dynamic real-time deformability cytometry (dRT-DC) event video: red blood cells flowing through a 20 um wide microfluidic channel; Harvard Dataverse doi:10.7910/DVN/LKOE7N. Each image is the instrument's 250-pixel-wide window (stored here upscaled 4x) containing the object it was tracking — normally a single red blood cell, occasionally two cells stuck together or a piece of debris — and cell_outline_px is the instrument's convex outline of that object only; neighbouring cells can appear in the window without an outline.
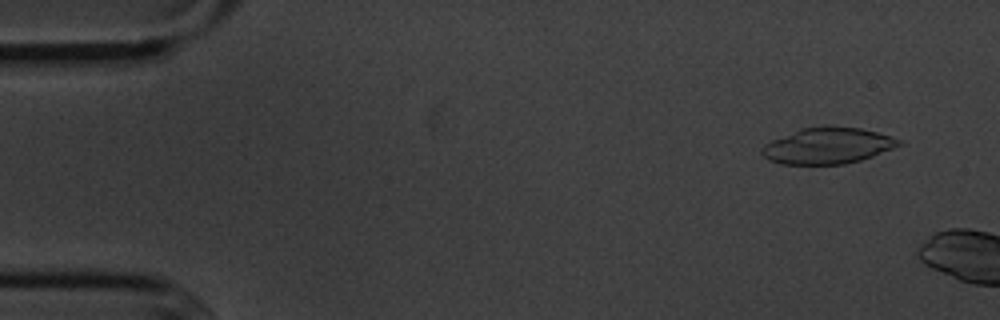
{"species": "common noctule bat (a hibernating species)", "species_latin": "Nyctalus noctula", "temperature_condition": "cold", "stored_images_in_passage": 4, "camera_frame_rate_fps": 3000, "um_per_image_px": 0.085, "animal": {"sex": "male", "body_mass_g": 20.1, "forearm_length_mm": 53.5}, "frame": {"image": 1, "passage_image": 2, "time_ms": 1.0, "image_size_px": [1000, 320], "cell_outline_px": [[904, 144], [872, 156], [860, 160], [844, 164], [780, 164], [764, 156], [760, 152], [760, 148], [764, 144], [772, 140], [800, 128], [824, 124], [828, 124], [860, 128], [892, 136], [900, 140]], "centroid_in_image_um": [70.35, 12.36], "position_along_channel_um": 14.7, "area_um2": 29.19}}